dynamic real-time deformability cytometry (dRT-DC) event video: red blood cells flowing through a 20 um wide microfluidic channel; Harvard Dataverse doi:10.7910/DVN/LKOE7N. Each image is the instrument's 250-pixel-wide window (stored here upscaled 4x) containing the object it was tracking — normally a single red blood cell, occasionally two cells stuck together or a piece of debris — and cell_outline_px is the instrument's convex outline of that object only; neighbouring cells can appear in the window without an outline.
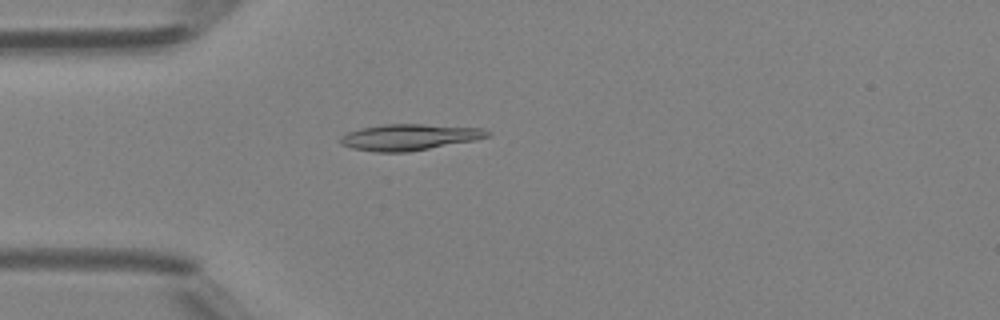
{"species": "Egyptian fruit bat (a non-hibernating species)", "species_latin": "Rousettus aegyptiacus", "temperature_condition": "room temperature", "stored_images_in_passage": 33, "camera_frame_rate_fps": 3000, "um_per_image_px": 0.085, "animal": {"sex": "female"}, "frame": {"image": 1, "passage_image": 4, "time_ms": 1.0, "image_size_px": [1000, 320], "cell_outline_px": [[492, 132], [488, 136], [476, 140], [408, 152], [376, 152], [352, 148], [340, 144], [340, 136], [348, 132], [360, 128], [380, 124], [420, 124], [484, 128]], "centroid_in_image_um": [34.78, 11.65], "position_along_channel_um": 50.2, "area_um2": 22.54}}
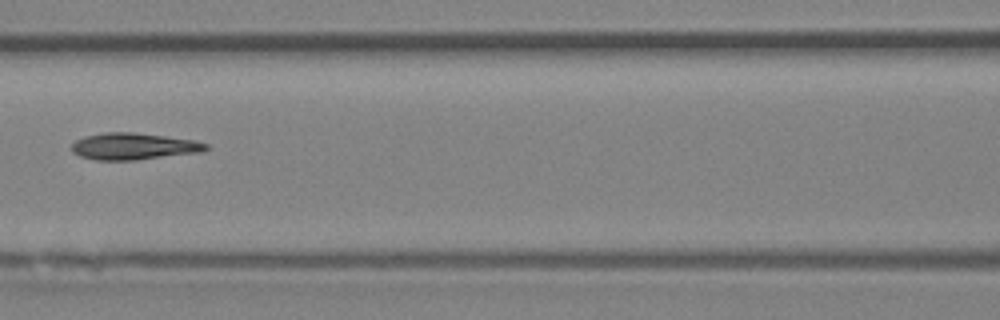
{"frame": {"image": 2, "passage_image": 12, "time_ms": 3.667, "image_size_px": [1000, 320], "cell_outline_px": [[208, 148], [204, 152], [136, 160], [96, 160], [80, 156], [72, 152], [72, 144], [76, 140], [84, 136], [104, 132], [132, 132], [196, 140], [208, 144]], "centroid_in_image_um": [11.38, 12.44], "position_along_channel_um": 155.2, "area_um2": 21.04}}
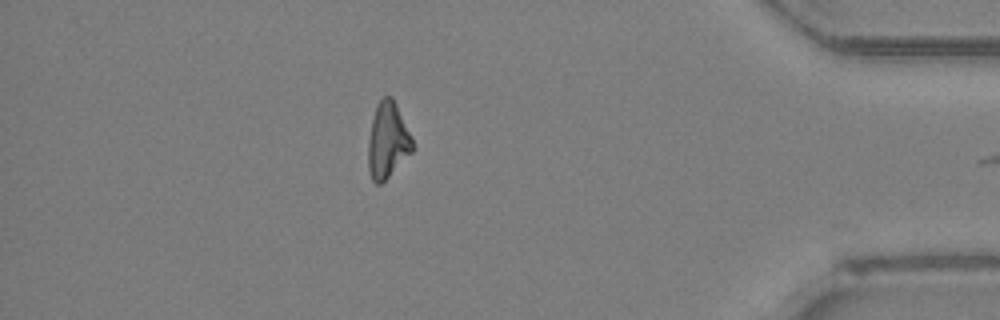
{"frame": {"image": 3, "passage_image": 32, "time_ms": 10.333, "image_size_px": [1000, 320], "cell_outline_px": [[412, 152], [380, 184], [376, 184], [372, 180], [368, 168], [368, 140], [372, 120], [376, 104], [384, 96], [392, 96], [412, 136]], "centroid_in_image_um": [32.93, 11.92], "position_along_channel_um": 402.3, "area_um2": 19.36}, "authors_computed_cell_mechanics": {"area_um2": 20.6346, "velocity_mm_per_s": 4.36, "shape_relaxation_time_tau1_ms": 4.3815, "shape_relaxation_time_tau2_ms": 2.9678, "deformation_change_tau1": 0.1497, "deformation_change_tau2": 0.0982}}